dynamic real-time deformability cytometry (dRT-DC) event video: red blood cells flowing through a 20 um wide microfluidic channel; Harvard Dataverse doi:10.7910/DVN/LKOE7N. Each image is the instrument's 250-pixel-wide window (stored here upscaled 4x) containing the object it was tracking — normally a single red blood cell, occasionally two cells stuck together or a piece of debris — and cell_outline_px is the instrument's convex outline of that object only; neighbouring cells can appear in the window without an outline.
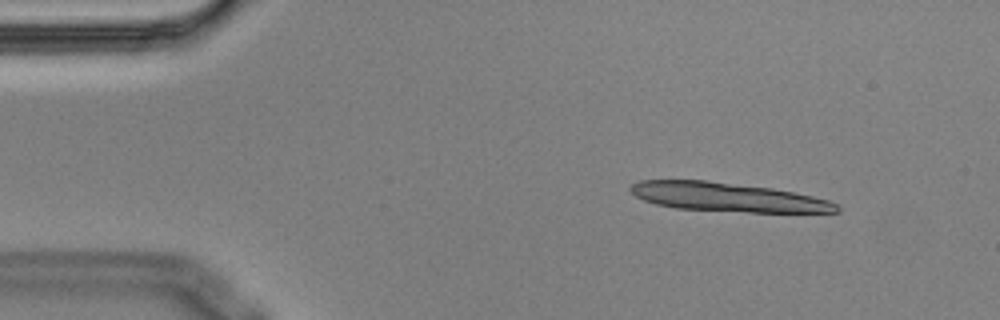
{"species": "Egyptian fruit bat (a non-hibernating species)", "species_latin": "Rousettus aegyptiacus", "temperature_condition": "cold", "stored_images_in_passage": 5, "camera_frame_rate_fps": 3000, "um_per_image_px": 0.085, "animal": {"sex": "male"}, "frame": {"image": 1, "passage_image": 2, "time_ms": 0.333, "image_size_px": [1000, 320], "cell_outline_px": [[840, 212], [748, 212], [676, 208], [656, 204], [644, 200], [636, 196], [628, 188], [632, 184], [640, 180], [704, 180], [772, 188], [812, 196], [828, 200], [836, 204], [840, 208]], "centroid_in_image_um": [61.82, 16.75], "position_along_channel_um": 23.2, "area_um2": 34.45}}